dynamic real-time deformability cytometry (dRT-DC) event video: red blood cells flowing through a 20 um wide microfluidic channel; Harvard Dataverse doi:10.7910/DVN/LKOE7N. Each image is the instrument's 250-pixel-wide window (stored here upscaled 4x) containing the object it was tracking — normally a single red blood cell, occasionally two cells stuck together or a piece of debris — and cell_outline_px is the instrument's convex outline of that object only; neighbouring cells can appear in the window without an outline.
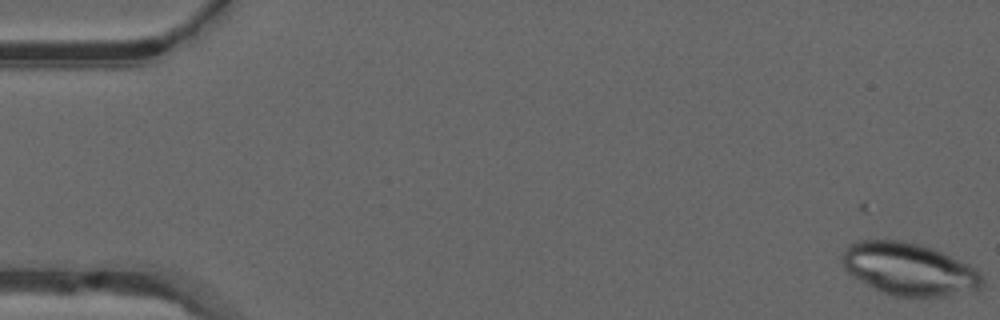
{"species": "common noctule bat (a hibernating species)", "species_latin": "Nyctalus noctula", "temperature_condition": "warm", "stored_images_in_passage": 26, "camera_frame_rate_fps": 3000, "um_per_image_px": 0.085, "animal": {"sex": "male", "forearm_length_mm": 52.5}, "frame": {"image": 1, "passage_image": 1, "time_ms": 0.0, "image_size_px": [1000, 320], "cell_outline_px": [[984, 284], [980, 288], [944, 296], [896, 296], [884, 292], [852, 276], [844, 268], [844, 252], [848, 244], [856, 240], [900, 240], [920, 244], [932, 248], [968, 264], [976, 268], [980, 272], [984, 280]], "centroid_in_image_um": [77.29, 22.85], "position_along_channel_um": 7.7, "area_um2": 42.25}}